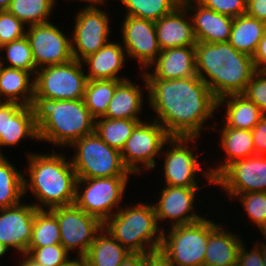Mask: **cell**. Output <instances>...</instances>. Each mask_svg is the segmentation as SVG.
Masks as SVG:
<instances>
[{"label":"cell","instance_id":"obj_46","mask_svg":"<svg viewBox=\"0 0 266 266\" xmlns=\"http://www.w3.org/2000/svg\"><path fill=\"white\" fill-rule=\"evenodd\" d=\"M246 14L266 22V0H247Z\"/></svg>","mask_w":266,"mask_h":266},{"label":"cell","instance_id":"obj_2","mask_svg":"<svg viewBox=\"0 0 266 266\" xmlns=\"http://www.w3.org/2000/svg\"><path fill=\"white\" fill-rule=\"evenodd\" d=\"M195 60L197 76L217 100L243 94L257 71L253 57L239 52L229 42H197Z\"/></svg>","mask_w":266,"mask_h":266},{"label":"cell","instance_id":"obj_26","mask_svg":"<svg viewBox=\"0 0 266 266\" xmlns=\"http://www.w3.org/2000/svg\"><path fill=\"white\" fill-rule=\"evenodd\" d=\"M219 225L210 233L205 251L204 266H221L236 263L244 240L237 233Z\"/></svg>","mask_w":266,"mask_h":266},{"label":"cell","instance_id":"obj_18","mask_svg":"<svg viewBox=\"0 0 266 266\" xmlns=\"http://www.w3.org/2000/svg\"><path fill=\"white\" fill-rule=\"evenodd\" d=\"M38 209L33 204L20 203L0 209V242L22 255L26 253L31 238L34 216Z\"/></svg>","mask_w":266,"mask_h":266},{"label":"cell","instance_id":"obj_25","mask_svg":"<svg viewBox=\"0 0 266 266\" xmlns=\"http://www.w3.org/2000/svg\"><path fill=\"white\" fill-rule=\"evenodd\" d=\"M226 106L223 127L252 130L265 114L243 94H232L217 100V108Z\"/></svg>","mask_w":266,"mask_h":266},{"label":"cell","instance_id":"obj_4","mask_svg":"<svg viewBox=\"0 0 266 266\" xmlns=\"http://www.w3.org/2000/svg\"><path fill=\"white\" fill-rule=\"evenodd\" d=\"M30 106L40 142L68 147L94 132L95 118L83 99L52 100L33 97Z\"/></svg>","mask_w":266,"mask_h":266},{"label":"cell","instance_id":"obj_37","mask_svg":"<svg viewBox=\"0 0 266 266\" xmlns=\"http://www.w3.org/2000/svg\"><path fill=\"white\" fill-rule=\"evenodd\" d=\"M1 50H4L6 54L4 58L0 57V65L22 69L30 72L33 76L35 75L37 68L33 59L30 42L26 36L1 46L0 52ZM6 61L7 63L5 64Z\"/></svg>","mask_w":266,"mask_h":266},{"label":"cell","instance_id":"obj_23","mask_svg":"<svg viewBox=\"0 0 266 266\" xmlns=\"http://www.w3.org/2000/svg\"><path fill=\"white\" fill-rule=\"evenodd\" d=\"M125 49L122 44L112 42L106 43L96 53H93L82 60L84 67H88L86 72L88 80H119L124 81L129 78L118 76L126 60ZM88 73V74H87Z\"/></svg>","mask_w":266,"mask_h":266},{"label":"cell","instance_id":"obj_21","mask_svg":"<svg viewBox=\"0 0 266 266\" xmlns=\"http://www.w3.org/2000/svg\"><path fill=\"white\" fill-rule=\"evenodd\" d=\"M152 66V72L142 71L146 79L173 80L197 76L195 46L162 50L148 68Z\"/></svg>","mask_w":266,"mask_h":266},{"label":"cell","instance_id":"obj_50","mask_svg":"<svg viewBox=\"0 0 266 266\" xmlns=\"http://www.w3.org/2000/svg\"><path fill=\"white\" fill-rule=\"evenodd\" d=\"M70 1H73V0H70ZM74 1H76V0H74ZM78 1L88 2L87 6H98V4H99V6H101V5L103 6V5H105V2L107 0H78Z\"/></svg>","mask_w":266,"mask_h":266},{"label":"cell","instance_id":"obj_19","mask_svg":"<svg viewBox=\"0 0 266 266\" xmlns=\"http://www.w3.org/2000/svg\"><path fill=\"white\" fill-rule=\"evenodd\" d=\"M28 138L39 140L31 106L0 102V148L17 146ZM0 156H3L1 149Z\"/></svg>","mask_w":266,"mask_h":266},{"label":"cell","instance_id":"obj_38","mask_svg":"<svg viewBox=\"0 0 266 266\" xmlns=\"http://www.w3.org/2000/svg\"><path fill=\"white\" fill-rule=\"evenodd\" d=\"M25 255L40 266H66L73 260L61 244L28 247Z\"/></svg>","mask_w":266,"mask_h":266},{"label":"cell","instance_id":"obj_9","mask_svg":"<svg viewBox=\"0 0 266 266\" xmlns=\"http://www.w3.org/2000/svg\"><path fill=\"white\" fill-rule=\"evenodd\" d=\"M82 61L72 59L63 64L37 69L34 75V96L52 100L83 99L88 82Z\"/></svg>","mask_w":266,"mask_h":266},{"label":"cell","instance_id":"obj_31","mask_svg":"<svg viewBox=\"0 0 266 266\" xmlns=\"http://www.w3.org/2000/svg\"><path fill=\"white\" fill-rule=\"evenodd\" d=\"M7 158L0 156V209L16 206L24 197V174Z\"/></svg>","mask_w":266,"mask_h":266},{"label":"cell","instance_id":"obj_45","mask_svg":"<svg viewBox=\"0 0 266 266\" xmlns=\"http://www.w3.org/2000/svg\"><path fill=\"white\" fill-rule=\"evenodd\" d=\"M144 266H174L168 256L159 248L144 254Z\"/></svg>","mask_w":266,"mask_h":266},{"label":"cell","instance_id":"obj_30","mask_svg":"<svg viewBox=\"0 0 266 266\" xmlns=\"http://www.w3.org/2000/svg\"><path fill=\"white\" fill-rule=\"evenodd\" d=\"M265 30L266 22L244 14L233 19L228 42L239 52L253 57Z\"/></svg>","mask_w":266,"mask_h":266},{"label":"cell","instance_id":"obj_28","mask_svg":"<svg viewBox=\"0 0 266 266\" xmlns=\"http://www.w3.org/2000/svg\"><path fill=\"white\" fill-rule=\"evenodd\" d=\"M142 91H144L143 88L141 89L139 85L132 83L129 79L122 81L116 87L107 112L103 117L109 119H132L143 122V119L141 120L139 116L142 113L143 102H145Z\"/></svg>","mask_w":266,"mask_h":266},{"label":"cell","instance_id":"obj_29","mask_svg":"<svg viewBox=\"0 0 266 266\" xmlns=\"http://www.w3.org/2000/svg\"><path fill=\"white\" fill-rule=\"evenodd\" d=\"M130 252L103 227L83 258L87 266H120Z\"/></svg>","mask_w":266,"mask_h":266},{"label":"cell","instance_id":"obj_51","mask_svg":"<svg viewBox=\"0 0 266 266\" xmlns=\"http://www.w3.org/2000/svg\"><path fill=\"white\" fill-rule=\"evenodd\" d=\"M66 266H87L84 259L73 258Z\"/></svg>","mask_w":266,"mask_h":266},{"label":"cell","instance_id":"obj_41","mask_svg":"<svg viewBox=\"0 0 266 266\" xmlns=\"http://www.w3.org/2000/svg\"><path fill=\"white\" fill-rule=\"evenodd\" d=\"M205 8L236 18L247 12V0H196Z\"/></svg>","mask_w":266,"mask_h":266},{"label":"cell","instance_id":"obj_42","mask_svg":"<svg viewBox=\"0 0 266 266\" xmlns=\"http://www.w3.org/2000/svg\"><path fill=\"white\" fill-rule=\"evenodd\" d=\"M266 114V71H256L243 93Z\"/></svg>","mask_w":266,"mask_h":266},{"label":"cell","instance_id":"obj_56","mask_svg":"<svg viewBox=\"0 0 266 266\" xmlns=\"http://www.w3.org/2000/svg\"><path fill=\"white\" fill-rule=\"evenodd\" d=\"M221 266H238V263H230V264H227V265H221Z\"/></svg>","mask_w":266,"mask_h":266},{"label":"cell","instance_id":"obj_54","mask_svg":"<svg viewBox=\"0 0 266 266\" xmlns=\"http://www.w3.org/2000/svg\"><path fill=\"white\" fill-rule=\"evenodd\" d=\"M260 244H263V266H266V244L264 242H260Z\"/></svg>","mask_w":266,"mask_h":266},{"label":"cell","instance_id":"obj_49","mask_svg":"<svg viewBox=\"0 0 266 266\" xmlns=\"http://www.w3.org/2000/svg\"><path fill=\"white\" fill-rule=\"evenodd\" d=\"M22 259H20V262L17 266H40L36 263H34L32 260H30L25 254L21 255Z\"/></svg>","mask_w":266,"mask_h":266},{"label":"cell","instance_id":"obj_53","mask_svg":"<svg viewBox=\"0 0 266 266\" xmlns=\"http://www.w3.org/2000/svg\"><path fill=\"white\" fill-rule=\"evenodd\" d=\"M8 249L5 245H3L1 242H0V258L3 257V255H5L6 253H8Z\"/></svg>","mask_w":266,"mask_h":266},{"label":"cell","instance_id":"obj_27","mask_svg":"<svg viewBox=\"0 0 266 266\" xmlns=\"http://www.w3.org/2000/svg\"><path fill=\"white\" fill-rule=\"evenodd\" d=\"M31 75L22 69L0 65V102L30 106L34 96V76Z\"/></svg>","mask_w":266,"mask_h":266},{"label":"cell","instance_id":"obj_47","mask_svg":"<svg viewBox=\"0 0 266 266\" xmlns=\"http://www.w3.org/2000/svg\"><path fill=\"white\" fill-rule=\"evenodd\" d=\"M253 62L257 71H266V30L253 56Z\"/></svg>","mask_w":266,"mask_h":266},{"label":"cell","instance_id":"obj_8","mask_svg":"<svg viewBox=\"0 0 266 266\" xmlns=\"http://www.w3.org/2000/svg\"><path fill=\"white\" fill-rule=\"evenodd\" d=\"M129 178L114 176L77 179L75 204L104 224L122 207L120 202L124 198Z\"/></svg>","mask_w":266,"mask_h":266},{"label":"cell","instance_id":"obj_11","mask_svg":"<svg viewBox=\"0 0 266 266\" xmlns=\"http://www.w3.org/2000/svg\"><path fill=\"white\" fill-rule=\"evenodd\" d=\"M196 139L198 140V137H171L165 143V146H170L161 153L165 157L163 169L166 186L200 187L197 184L196 175L202 172L207 179V184H214L209 167L204 170L201 167L203 164L199 163L198 156L196 157L193 153L194 150L188 147L190 143L197 141Z\"/></svg>","mask_w":266,"mask_h":266},{"label":"cell","instance_id":"obj_24","mask_svg":"<svg viewBox=\"0 0 266 266\" xmlns=\"http://www.w3.org/2000/svg\"><path fill=\"white\" fill-rule=\"evenodd\" d=\"M220 146L226 157L218 166L209 168L215 179L231 163L255 155L251 130L221 127Z\"/></svg>","mask_w":266,"mask_h":266},{"label":"cell","instance_id":"obj_17","mask_svg":"<svg viewBox=\"0 0 266 266\" xmlns=\"http://www.w3.org/2000/svg\"><path fill=\"white\" fill-rule=\"evenodd\" d=\"M201 187H173L164 186L161 189L158 201L153 203L158 225L159 221L169 219L170 228L191 224L204 216L195 213L196 194Z\"/></svg>","mask_w":266,"mask_h":266},{"label":"cell","instance_id":"obj_55","mask_svg":"<svg viewBox=\"0 0 266 266\" xmlns=\"http://www.w3.org/2000/svg\"><path fill=\"white\" fill-rule=\"evenodd\" d=\"M259 229L266 240V221L263 223V225Z\"/></svg>","mask_w":266,"mask_h":266},{"label":"cell","instance_id":"obj_12","mask_svg":"<svg viewBox=\"0 0 266 266\" xmlns=\"http://www.w3.org/2000/svg\"><path fill=\"white\" fill-rule=\"evenodd\" d=\"M57 217L60 242L69 253L77 251L74 258L83 259L103 224L80 209L75 203L50 209Z\"/></svg>","mask_w":266,"mask_h":266},{"label":"cell","instance_id":"obj_44","mask_svg":"<svg viewBox=\"0 0 266 266\" xmlns=\"http://www.w3.org/2000/svg\"><path fill=\"white\" fill-rule=\"evenodd\" d=\"M255 155H266V114L251 130Z\"/></svg>","mask_w":266,"mask_h":266},{"label":"cell","instance_id":"obj_10","mask_svg":"<svg viewBox=\"0 0 266 266\" xmlns=\"http://www.w3.org/2000/svg\"><path fill=\"white\" fill-rule=\"evenodd\" d=\"M150 122H140L121 150L123 163L133 175L141 173L142 168L154 169L155 158L160 156L165 143L171 138L159 122Z\"/></svg>","mask_w":266,"mask_h":266},{"label":"cell","instance_id":"obj_43","mask_svg":"<svg viewBox=\"0 0 266 266\" xmlns=\"http://www.w3.org/2000/svg\"><path fill=\"white\" fill-rule=\"evenodd\" d=\"M254 243L257 244H254L253 249L248 251L243 242L237 259L238 266H263V244Z\"/></svg>","mask_w":266,"mask_h":266},{"label":"cell","instance_id":"obj_14","mask_svg":"<svg viewBox=\"0 0 266 266\" xmlns=\"http://www.w3.org/2000/svg\"><path fill=\"white\" fill-rule=\"evenodd\" d=\"M52 21L27 26L28 38L37 69L63 64L73 59L71 39Z\"/></svg>","mask_w":266,"mask_h":266},{"label":"cell","instance_id":"obj_52","mask_svg":"<svg viewBox=\"0 0 266 266\" xmlns=\"http://www.w3.org/2000/svg\"><path fill=\"white\" fill-rule=\"evenodd\" d=\"M11 0H0V11L8 10Z\"/></svg>","mask_w":266,"mask_h":266},{"label":"cell","instance_id":"obj_36","mask_svg":"<svg viewBox=\"0 0 266 266\" xmlns=\"http://www.w3.org/2000/svg\"><path fill=\"white\" fill-rule=\"evenodd\" d=\"M55 244H61L57 217L50 210H37L29 247H44Z\"/></svg>","mask_w":266,"mask_h":266},{"label":"cell","instance_id":"obj_5","mask_svg":"<svg viewBox=\"0 0 266 266\" xmlns=\"http://www.w3.org/2000/svg\"><path fill=\"white\" fill-rule=\"evenodd\" d=\"M133 205L121 207L103 227L130 253L159 249L164 229L157 223L154 205L140 201Z\"/></svg>","mask_w":266,"mask_h":266},{"label":"cell","instance_id":"obj_40","mask_svg":"<svg viewBox=\"0 0 266 266\" xmlns=\"http://www.w3.org/2000/svg\"><path fill=\"white\" fill-rule=\"evenodd\" d=\"M25 24L8 10L0 11V45L11 43L26 36Z\"/></svg>","mask_w":266,"mask_h":266},{"label":"cell","instance_id":"obj_13","mask_svg":"<svg viewBox=\"0 0 266 266\" xmlns=\"http://www.w3.org/2000/svg\"><path fill=\"white\" fill-rule=\"evenodd\" d=\"M99 8V5L84 6L75 14V25L70 38L73 59L82 61L110 41L109 15Z\"/></svg>","mask_w":266,"mask_h":266},{"label":"cell","instance_id":"obj_20","mask_svg":"<svg viewBox=\"0 0 266 266\" xmlns=\"http://www.w3.org/2000/svg\"><path fill=\"white\" fill-rule=\"evenodd\" d=\"M182 4L191 13L193 31L197 42H228L233 25L230 16L205 8L196 0H182Z\"/></svg>","mask_w":266,"mask_h":266},{"label":"cell","instance_id":"obj_35","mask_svg":"<svg viewBox=\"0 0 266 266\" xmlns=\"http://www.w3.org/2000/svg\"><path fill=\"white\" fill-rule=\"evenodd\" d=\"M125 7V15L157 21L174 11L182 0H119Z\"/></svg>","mask_w":266,"mask_h":266},{"label":"cell","instance_id":"obj_22","mask_svg":"<svg viewBox=\"0 0 266 266\" xmlns=\"http://www.w3.org/2000/svg\"><path fill=\"white\" fill-rule=\"evenodd\" d=\"M189 14L190 12L186 7L181 4L171 13L155 21L157 39L161 50L196 45L197 41Z\"/></svg>","mask_w":266,"mask_h":266},{"label":"cell","instance_id":"obj_3","mask_svg":"<svg viewBox=\"0 0 266 266\" xmlns=\"http://www.w3.org/2000/svg\"><path fill=\"white\" fill-rule=\"evenodd\" d=\"M65 153L28 154V178L24 175V196L31 190L38 210L75 203L77 175ZM70 161V162H69ZM29 181V182H28Z\"/></svg>","mask_w":266,"mask_h":266},{"label":"cell","instance_id":"obj_1","mask_svg":"<svg viewBox=\"0 0 266 266\" xmlns=\"http://www.w3.org/2000/svg\"><path fill=\"white\" fill-rule=\"evenodd\" d=\"M148 103L171 137H201L204 123L214 119L217 99L198 76L173 80L146 79Z\"/></svg>","mask_w":266,"mask_h":266},{"label":"cell","instance_id":"obj_6","mask_svg":"<svg viewBox=\"0 0 266 266\" xmlns=\"http://www.w3.org/2000/svg\"><path fill=\"white\" fill-rule=\"evenodd\" d=\"M70 147L77 179L133 175L123 163L121 151L107 145L95 132L75 141Z\"/></svg>","mask_w":266,"mask_h":266},{"label":"cell","instance_id":"obj_16","mask_svg":"<svg viewBox=\"0 0 266 266\" xmlns=\"http://www.w3.org/2000/svg\"><path fill=\"white\" fill-rule=\"evenodd\" d=\"M121 29L126 56L137 60L141 64V70L146 71L162 51L155 22L125 15Z\"/></svg>","mask_w":266,"mask_h":266},{"label":"cell","instance_id":"obj_48","mask_svg":"<svg viewBox=\"0 0 266 266\" xmlns=\"http://www.w3.org/2000/svg\"><path fill=\"white\" fill-rule=\"evenodd\" d=\"M120 266H144V253H129Z\"/></svg>","mask_w":266,"mask_h":266},{"label":"cell","instance_id":"obj_39","mask_svg":"<svg viewBox=\"0 0 266 266\" xmlns=\"http://www.w3.org/2000/svg\"><path fill=\"white\" fill-rule=\"evenodd\" d=\"M232 198H239L246 217L259 229L266 221V192H249L234 195Z\"/></svg>","mask_w":266,"mask_h":266},{"label":"cell","instance_id":"obj_32","mask_svg":"<svg viewBox=\"0 0 266 266\" xmlns=\"http://www.w3.org/2000/svg\"><path fill=\"white\" fill-rule=\"evenodd\" d=\"M139 123V120L100 117L95 119L94 132L107 145L121 151Z\"/></svg>","mask_w":266,"mask_h":266},{"label":"cell","instance_id":"obj_33","mask_svg":"<svg viewBox=\"0 0 266 266\" xmlns=\"http://www.w3.org/2000/svg\"><path fill=\"white\" fill-rule=\"evenodd\" d=\"M121 82L122 81L119 80L107 79L88 80L83 100L85 106L89 109L91 115L95 119L105 115L116 87Z\"/></svg>","mask_w":266,"mask_h":266},{"label":"cell","instance_id":"obj_15","mask_svg":"<svg viewBox=\"0 0 266 266\" xmlns=\"http://www.w3.org/2000/svg\"><path fill=\"white\" fill-rule=\"evenodd\" d=\"M225 189L229 198L249 192H266V155H253L228 165L214 184Z\"/></svg>","mask_w":266,"mask_h":266},{"label":"cell","instance_id":"obj_34","mask_svg":"<svg viewBox=\"0 0 266 266\" xmlns=\"http://www.w3.org/2000/svg\"><path fill=\"white\" fill-rule=\"evenodd\" d=\"M56 0H11L8 11L25 25L49 22ZM49 17V18H48Z\"/></svg>","mask_w":266,"mask_h":266},{"label":"cell","instance_id":"obj_7","mask_svg":"<svg viewBox=\"0 0 266 266\" xmlns=\"http://www.w3.org/2000/svg\"><path fill=\"white\" fill-rule=\"evenodd\" d=\"M218 225L203 217L191 224L171 227L168 234L163 230L160 249L174 266H204L209 235Z\"/></svg>","mask_w":266,"mask_h":266}]
</instances>
